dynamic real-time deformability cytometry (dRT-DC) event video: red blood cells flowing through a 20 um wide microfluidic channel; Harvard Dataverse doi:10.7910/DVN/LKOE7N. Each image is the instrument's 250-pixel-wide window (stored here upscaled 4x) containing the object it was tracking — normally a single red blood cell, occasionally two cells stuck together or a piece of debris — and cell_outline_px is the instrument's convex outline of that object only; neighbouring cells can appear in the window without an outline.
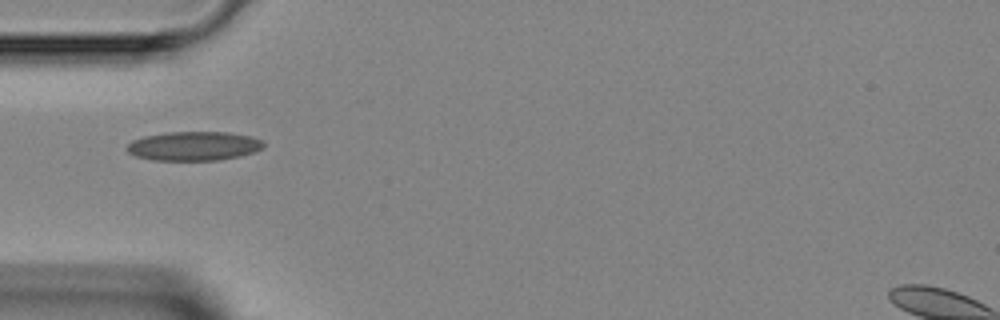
{"species": "Egyptian fruit bat (a non-hibernating species)", "species_latin": "Rousettus aegyptiacus", "temperature_condition": "room temperature", "stored_images_in_passage": 26, "camera_frame_rate_fps": 3000, "um_per_image_px": 0.085, "animal": {"sex": "female"}, "frame": {"image": 1, "passage_image": 1, "time_ms": 0.0, "image_size_px": [1000, 320], "cell_outline_px": [[264, 148], [240, 156], [216, 160], [152, 160], [136, 156], [128, 152], [124, 148], [132, 140], [144, 136], [168, 132], [228, 132], [252, 136], [264, 140]], "centroid_in_image_um": [16.48, 12.4], "position_along_channel_um": 68.5, "area_um2": 23.29}}
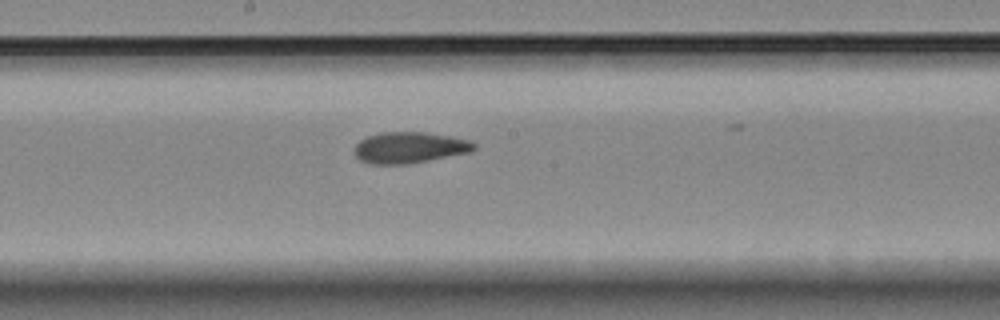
{"frame": {"image": 2, "passage_image": 11, "time_ms": 3.333, "image_size_px": [1000, 320], "cell_outline_px": [[476, 148], [472, 152], [408, 164], [368, 164], [360, 160], [352, 152], [352, 148], [360, 140], [368, 136], [380, 132], [424, 132], [452, 136], [472, 140], [476, 144]], "centroid_in_image_um": [34.81, 12.54], "position_along_channel_um": 213.4, "area_um2": 22.14}}
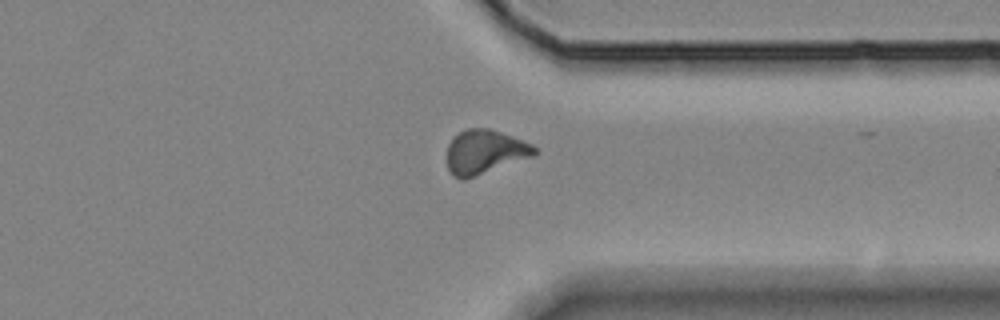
{"frame": {"image": 3, "passage_image": 22, "time_ms": 7.0, "image_size_px": [1000, 320], "cell_outline_px": [[540, 152], [536, 156], [464, 180], [460, 180], [448, 168], [448, 144], [452, 136], [468, 128], [488, 128], [524, 140], [532, 144]], "centroid_in_image_um": [41.26, 12.91], "position_along_channel_um": 370.1, "area_um2": 22.72}}